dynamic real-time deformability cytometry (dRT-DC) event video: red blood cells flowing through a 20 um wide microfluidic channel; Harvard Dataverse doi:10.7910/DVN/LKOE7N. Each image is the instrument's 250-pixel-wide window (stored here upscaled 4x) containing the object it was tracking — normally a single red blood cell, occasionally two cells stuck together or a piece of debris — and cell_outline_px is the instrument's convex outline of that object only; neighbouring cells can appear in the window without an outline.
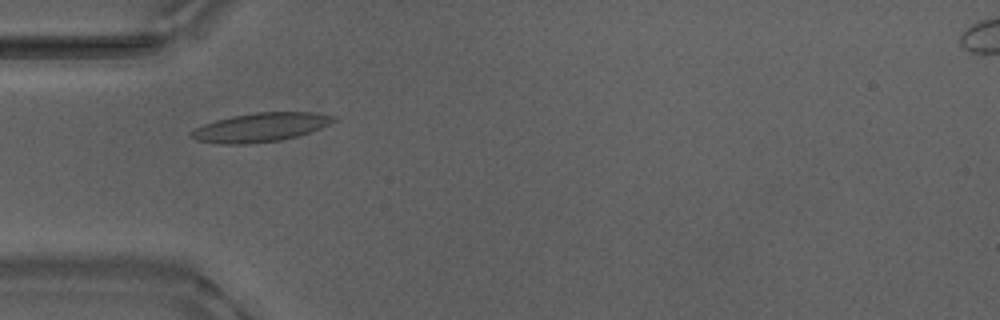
{"species": "Egyptian fruit bat (a non-hibernating species)", "species_latin": "Rousettus aegyptiacus", "temperature_condition": "warm", "stored_images_in_passage": 40, "camera_frame_rate_fps": 3000, "um_per_image_px": 0.085, "animal": {"sex": "male"}, "frame": {"image": 1, "passage_image": 3, "time_ms": 0.667, "image_size_px": [1000, 320], "cell_outline_px": [[336, 120], [320, 128], [296, 136], [280, 140], [248, 144], [224, 144], [196, 140], [188, 132], [204, 124], [216, 120], [232, 116], [256, 112], [312, 112], [336, 116]], "centroid_in_image_um": [22.13, 10.82], "position_along_channel_um": 62.9, "area_um2": 23.7}}
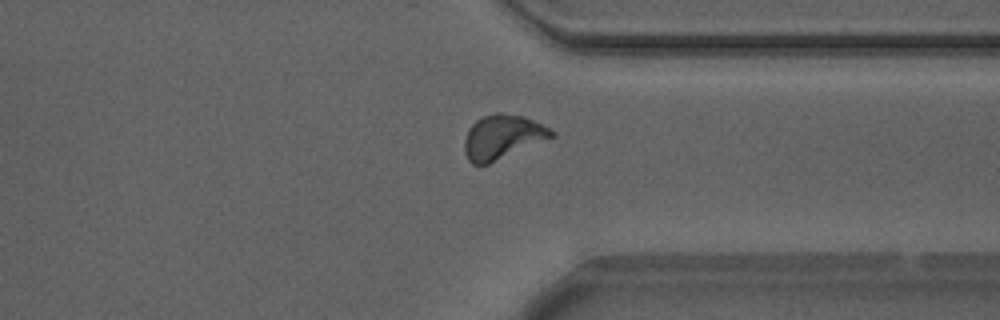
{"frame": {"image": 2, "passage_image": 27, "time_ms": 8.667, "image_size_px": [1000, 320], "cell_outline_px": [[556, 136], [488, 164], [472, 164], [468, 160], [464, 152], [464, 140], [468, 128], [476, 120], [484, 116], [496, 112], [504, 112], [524, 116], [556, 132]], "centroid_in_image_um": [42.69, 11.63], "position_along_channel_um": 368.7, "area_um2": 22.48}}
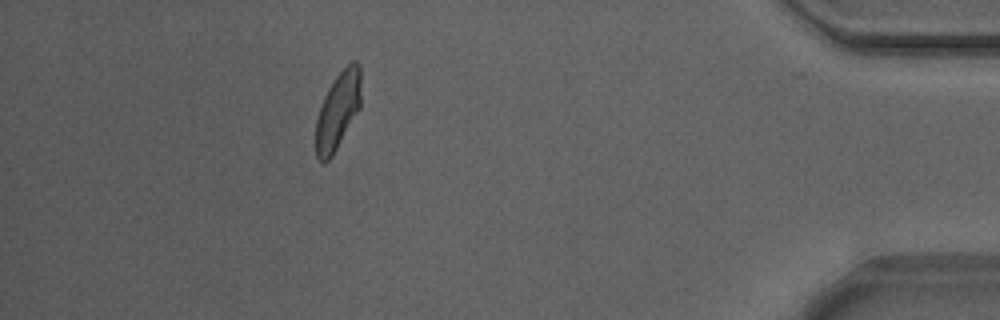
{"frame": {"image": 3, "passage_image": 34, "time_ms": 11.0, "image_size_px": [1000, 320], "cell_outline_px": [[360, 108], [332, 156], [324, 164], [316, 156], [316, 120], [324, 96], [328, 88], [336, 76], [352, 60], [356, 60], [360, 64]], "centroid_in_image_um": [28.72, 9.4], "position_along_channel_um": 406.5, "area_um2": 20.17}, "authors_computed_cell_mechanics": {"area_um2": 20.9236, "velocity_mm_per_s": 3.8483, "shape_relaxation_time_tau1_ms": 4.7605, "shape_relaxation_time_tau2_ms": 1.4791, "deformation_change_tau1": 0.1598, "deformation_change_tau2": 0.0769}}